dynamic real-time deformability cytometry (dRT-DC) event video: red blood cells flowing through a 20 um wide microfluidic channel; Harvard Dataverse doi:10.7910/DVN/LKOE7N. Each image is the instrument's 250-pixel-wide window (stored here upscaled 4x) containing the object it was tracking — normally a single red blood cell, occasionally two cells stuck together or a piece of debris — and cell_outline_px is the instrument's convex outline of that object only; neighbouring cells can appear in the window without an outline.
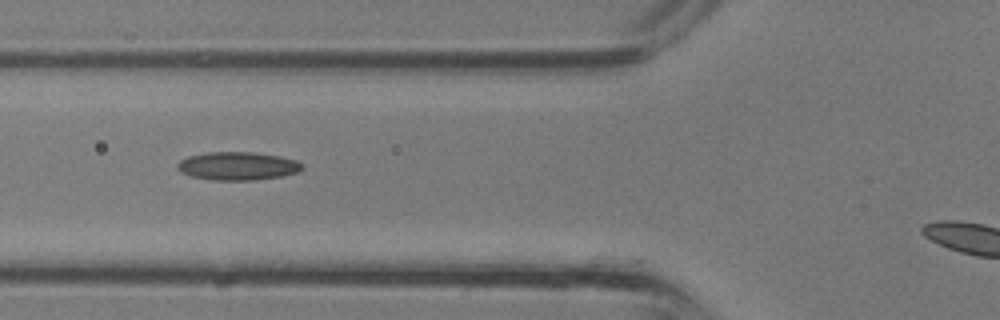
{"species": "common noctule bat (a hibernating species)", "species_latin": "Nyctalus noctula", "temperature_condition": "room temperature", "stored_images_in_passage": 22, "camera_frame_rate_fps": 3000, "um_per_image_px": 0.085, "animal": {"sex": "male", "body_mass_g": 13.3}, "frame": {"image": 1, "passage_image": 4, "time_ms": 1.0, "image_size_px": [1000, 320], "cell_outline_px": [[304, 168], [296, 172], [280, 176], [252, 180], [212, 180], [192, 176], [180, 172], [176, 168], [176, 164], [180, 160], [188, 156], [208, 152], [252, 152], [280, 156], [296, 160]], "centroid_in_image_um": [20.15, 14.1], "position_along_channel_um": 105.7, "area_um2": 20.4}}
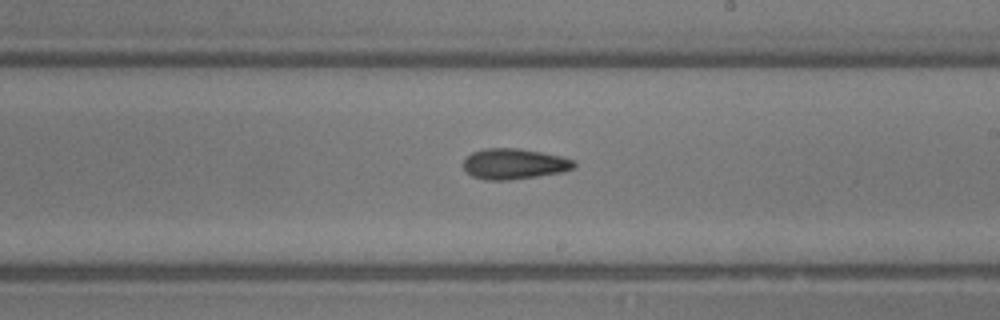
{"frame": {"image": 2, "passage_image": 11, "time_ms": 3.333, "image_size_px": [1000, 320], "cell_outline_px": [[576, 164], [572, 168], [560, 172], [536, 176], [508, 180], [484, 180], [472, 176], [464, 172], [464, 160], [472, 152], [484, 148], [520, 148], [560, 156], [572, 160]], "centroid_in_image_um": [43.63, 13.93], "position_along_channel_um": 245.4, "area_um2": 19.59}}
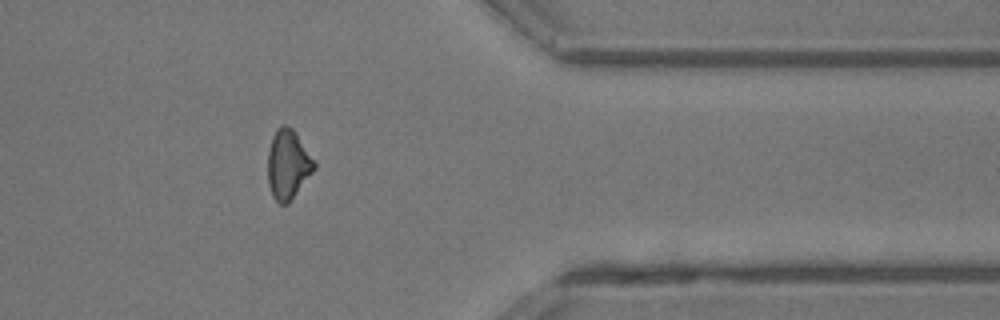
{"frame": {"image": 3, "passage_image": 19, "time_ms": 6.0, "image_size_px": [1000, 320], "cell_outline_px": [[316, 168], [288, 204], [280, 204], [272, 196], [268, 184], [268, 152], [272, 136], [276, 128], [280, 124], [288, 124], [292, 128], [316, 164]], "centroid_in_image_um": [24.45, 13.97], "position_along_channel_um": 386.9, "area_um2": 18.73}}